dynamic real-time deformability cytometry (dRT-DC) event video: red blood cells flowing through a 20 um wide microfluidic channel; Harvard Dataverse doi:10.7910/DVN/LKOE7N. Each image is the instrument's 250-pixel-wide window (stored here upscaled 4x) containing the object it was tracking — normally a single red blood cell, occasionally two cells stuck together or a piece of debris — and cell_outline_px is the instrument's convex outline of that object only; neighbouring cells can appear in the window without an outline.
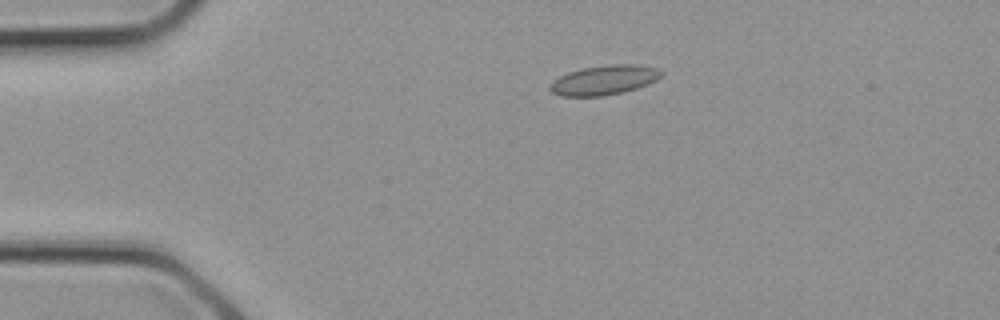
{"species": "common noctule bat (a hibernating species)", "species_latin": "Nyctalus noctula", "temperature_condition": "cold", "stored_images_in_passage": 2, "camera_frame_rate_fps": 3000, "um_per_image_px": 0.085, "animal": {"sex": "female", "body_mass_g": 21.9}, "frame": {"image": 1, "passage_image": 2, "time_ms": 0.333, "image_size_px": [1000, 320], "cell_outline_px": [[664, 76], [648, 84], [624, 92], [604, 96], [560, 96], [552, 92], [548, 88], [552, 80], [568, 72], [584, 68], [608, 64], [636, 64], [660, 68], [664, 72]], "centroid_in_image_um": [51.39, 6.8], "position_along_channel_um": 33.6, "area_um2": 19.48}}